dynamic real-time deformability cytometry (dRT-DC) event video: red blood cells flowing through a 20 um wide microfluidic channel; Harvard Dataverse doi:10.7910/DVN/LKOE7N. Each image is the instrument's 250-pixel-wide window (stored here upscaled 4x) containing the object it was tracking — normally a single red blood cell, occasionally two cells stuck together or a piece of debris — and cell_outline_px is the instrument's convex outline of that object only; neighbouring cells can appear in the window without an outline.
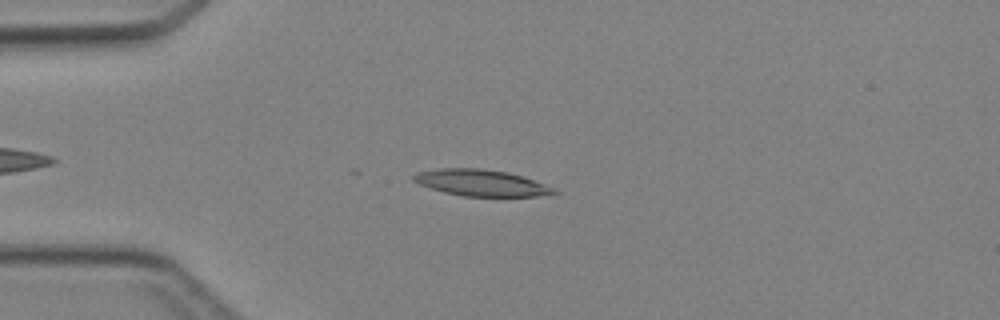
{"species": "Egyptian fruit bat (a non-hibernating species)", "species_latin": "Rousettus aegyptiacus", "temperature_condition": "cold", "stored_images_in_passage": 30, "camera_frame_rate_fps": 3000, "um_per_image_px": 0.085, "animal": {"sex": "female"}, "frame": {"image": 1, "passage_image": 8, "time_ms": 2.333, "image_size_px": [1000, 320], "cell_outline_px": [[560, 192], [536, 196], [464, 196], [444, 192], [420, 184], [412, 180], [412, 176], [416, 172], [436, 168], [480, 168], [508, 172], [544, 184]], "centroid_in_image_um": [40.83, 15.53], "position_along_channel_um": 44.2, "area_um2": 21.33}}
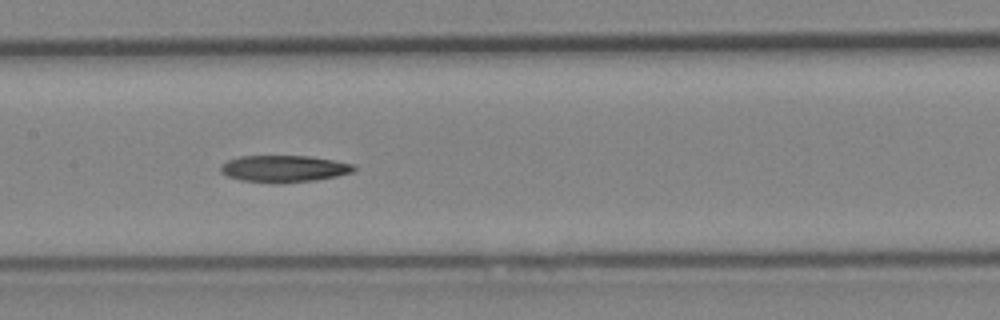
{"frame": {"image": 2, "passage_image": 19, "time_ms": 6.0, "image_size_px": [1000, 320], "cell_outline_px": [[356, 168], [352, 172], [336, 176], [316, 180], [280, 184], [272, 184], [240, 180], [228, 176], [220, 172], [220, 164], [228, 160], [240, 156], [308, 156], [332, 160], [352, 164]], "centroid_in_image_um": [24.08, 14.35], "position_along_channel_um": 183.3, "area_um2": 20.98}}
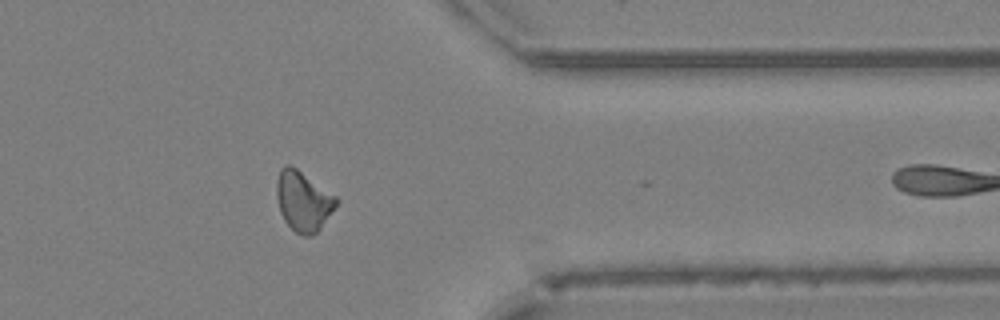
{"frame": {"image": 3, "passage_image": 29, "time_ms": 9.333, "image_size_px": [1000, 320], "cell_outline_px": [[340, 200], [320, 228], [316, 232], [308, 236], [304, 236], [296, 232], [284, 220], [280, 212], [276, 196], [276, 180], [280, 168], [284, 164], [288, 164], [296, 168], [336, 196]], "centroid_in_image_um": [25.75, 17.07], "position_along_channel_um": 385.6, "area_um2": 20.69}}